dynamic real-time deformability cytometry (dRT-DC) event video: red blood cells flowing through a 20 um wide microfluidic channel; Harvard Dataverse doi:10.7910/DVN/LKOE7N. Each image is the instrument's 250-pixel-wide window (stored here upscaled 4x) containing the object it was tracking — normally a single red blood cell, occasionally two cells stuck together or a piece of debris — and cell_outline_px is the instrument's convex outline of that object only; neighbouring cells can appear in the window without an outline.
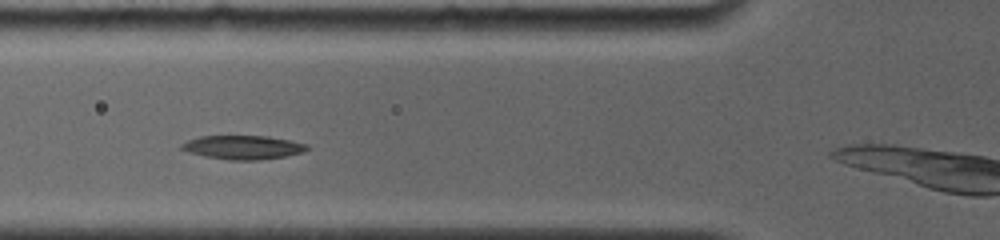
{"species": "common noctule bat (a hibernating species)", "species_latin": "Nyctalus noctula", "temperature_condition": "room temperature", "stored_images_in_passage": 8, "camera_frame_rate_fps": 4000, "um_per_image_px": 0.085, "animal": {"sex": "female", "body_mass_g": 19.0, "forearm_length_mm": 56.7}, "frame": {"image": 1, "passage_image": 3, "time_ms": 2.0, "image_size_px": [1000, 240], "cell_outline_px": [[308, 148], [304, 152], [284, 156], [260, 160], [228, 160], [204, 156], [188, 152], [180, 148], [180, 144], [188, 140], [200, 136], [268, 136], [308, 144]], "centroid_in_image_um": [20.63, 12.52], "position_along_channel_um": 105.2, "area_um2": 17.4}}
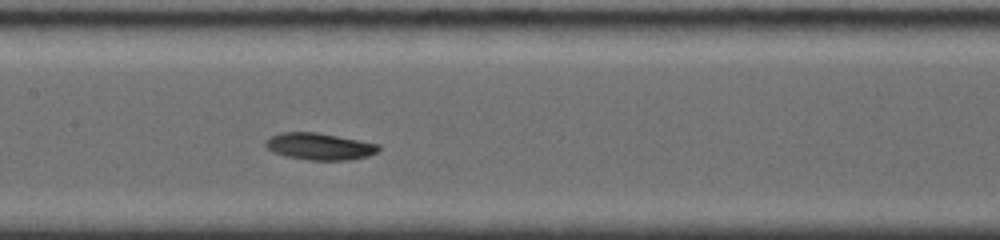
{"frame": {"image": 2, "passage_image": 5, "time_ms": 4.0, "image_size_px": [1000, 240], "cell_outline_px": [[380, 148], [376, 152], [368, 156], [348, 160], [308, 160], [284, 156], [272, 152], [264, 144], [272, 136], [280, 132], [316, 132], [380, 144]], "centroid_in_image_um": [27.15, 12.45], "position_along_channel_um": 180.2, "area_um2": 17.63}}
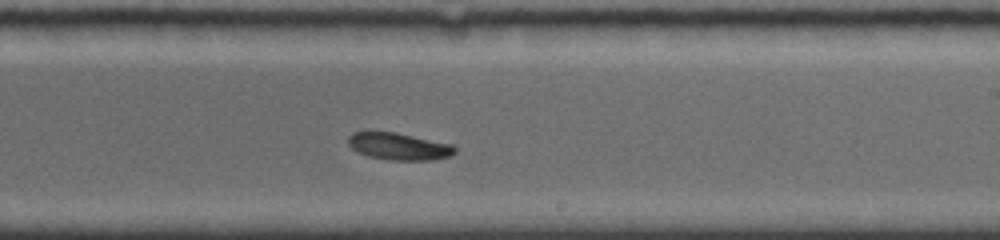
{"frame": {"image": 3, "passage_image": 7, "time_ms": 6.0, "image_size_px": [1000, 240], "cell_outline_px": [[456, 152], [448, 156], [432, 160], [388, 160], [368, 156], [352, 148], [348, 144], [348, 136], [352, 132], [364, 128], [372, 128], [396, 132], [452, 144], [456, 148]], "centroid_in_image_um": [33.81, 12.38], "position_along_channel_um": 255.2, "area_um2": 17.51}}